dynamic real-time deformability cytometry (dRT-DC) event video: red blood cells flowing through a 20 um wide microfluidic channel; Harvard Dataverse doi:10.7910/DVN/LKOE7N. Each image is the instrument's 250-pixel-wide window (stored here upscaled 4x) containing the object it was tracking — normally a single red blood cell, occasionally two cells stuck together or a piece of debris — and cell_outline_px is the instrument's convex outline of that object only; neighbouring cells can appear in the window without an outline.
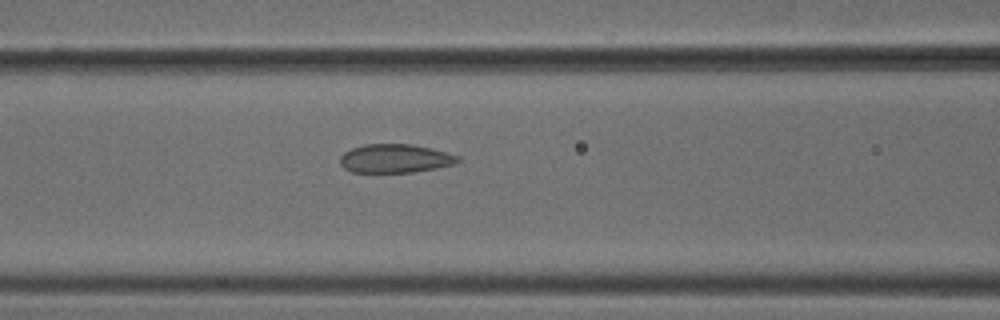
{"species": "common noctule bat (a hibernating species)", "species_latin": "Nyctalus noctula", "temperature_condition": "cold", "stored_images_in_passage": 6, "camera_frame_rate_fps": 3000, "um_per_image_px": 0.085, "animal": {"sex": "male", "body_mass_g": 18.8}, "frame": {"image": 1, "passage_image": 6, "time_ms": 1.667, "image_size_px": [1000, 320], "cell_outline_px": [[460, 160], [452, 164], [436, 168], [412, 172], [352, 172], [344, 168], [340, 164], [340, 156], [344, 152], [352, 148], [364, 144], [412, 144], [432, 148], [448, 152], [460, 156]], "centroid_in_image_um": [33.58, 13.46], "position_along_channel_um": 133.0, "area_um2": 19.71}}